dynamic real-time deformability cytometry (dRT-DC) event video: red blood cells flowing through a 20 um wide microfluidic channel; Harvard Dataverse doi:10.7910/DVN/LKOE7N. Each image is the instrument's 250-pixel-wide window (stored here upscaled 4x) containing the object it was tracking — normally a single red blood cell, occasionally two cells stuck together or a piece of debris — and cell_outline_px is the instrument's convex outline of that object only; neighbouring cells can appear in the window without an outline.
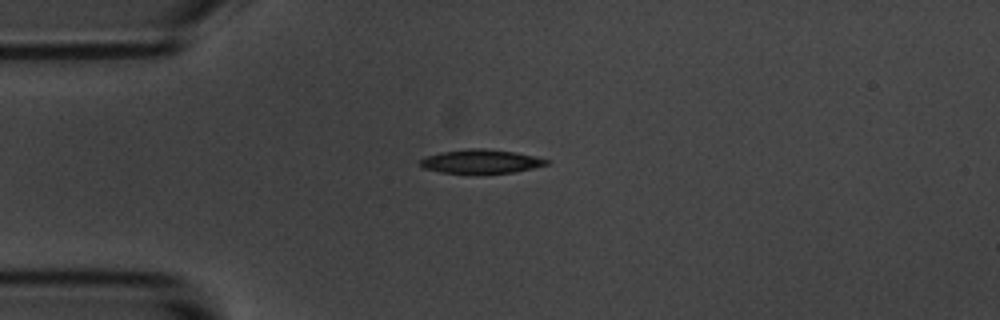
{"species": "common noctule bat (a hibernating species)", "species_latin": "Nyctalus noctula", "temperature_condition": "room temperature", "stored_images_in_passage": 4, "camera_frame_rate_fps": 3000, "um_per_image_px": 0.085, "animal": {"sex": "male", "body_mass_g": 20.1, "forearm_length_mm": 53.5}, "frame": {"image": 1, "passage_image": 1, "time_ms": 0.0, "image_size_px": [1000, 320], "cell_outline_px": [[548, 164], [532, 168], [512, 172], [440, 172], [424, 168], [420, 164], [420, 160], [424, 156], [440, 152], [468, 148], [484, 148], [516, 152], [536, 156], [548, 160]], "centroid_in_image_um": [40.86, 13.69], "position_along_channel_um": 44.1, "area_um2": 17.22}}
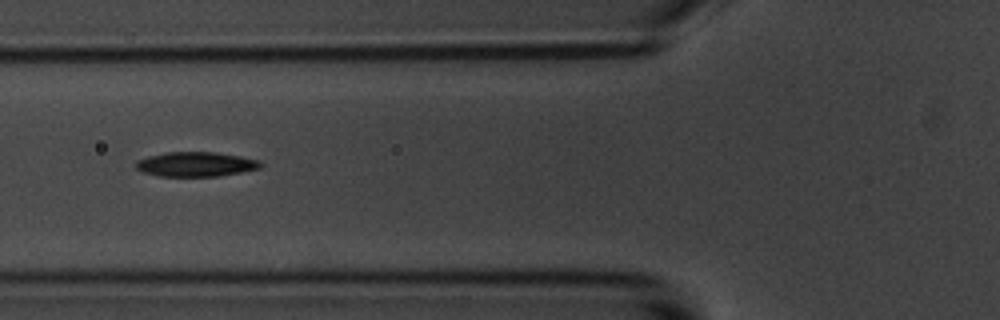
{"frame": {"image": 2, "passage_image": 3, "time_ms": 2.333, "image_size_px": [1000, 320], "cell_outline_px": [[264, 164], [260, 168], [220, 176], [160, 176], [144, 172], [136, 168], [136, 160], [148, 156], [164, 152], [216, 152], [240, 156], [260, 160]], "centroid_in_image_um": [16.66, 13.95], "position_along_channel_um": 109.1, "area_um2": 17.92}}
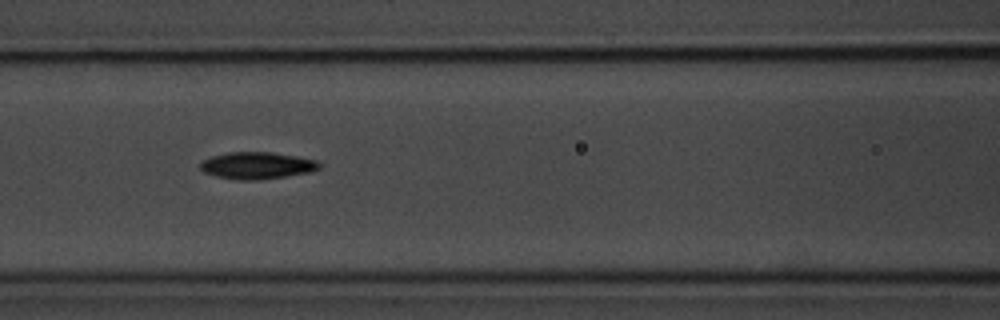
{"frame": {"image": 3, "passage_image": 4, "time_ms": 3.333, "image_size_px": [1000, 320], "cell_outline_px": [[320, 168], [308, 172], [284, 176], [256, 180], [240, 180], [216, 176], [204, 172], [200, 168], [200, 164], [204, 160], [212, 156], [228, 152], [272, 152], [296, 156], [316, 160], [320, 164]], "centroid_in_image_um": [21.83, 14.06], "position_along_channel_um": 144.8, "area_um2": 18.44}}